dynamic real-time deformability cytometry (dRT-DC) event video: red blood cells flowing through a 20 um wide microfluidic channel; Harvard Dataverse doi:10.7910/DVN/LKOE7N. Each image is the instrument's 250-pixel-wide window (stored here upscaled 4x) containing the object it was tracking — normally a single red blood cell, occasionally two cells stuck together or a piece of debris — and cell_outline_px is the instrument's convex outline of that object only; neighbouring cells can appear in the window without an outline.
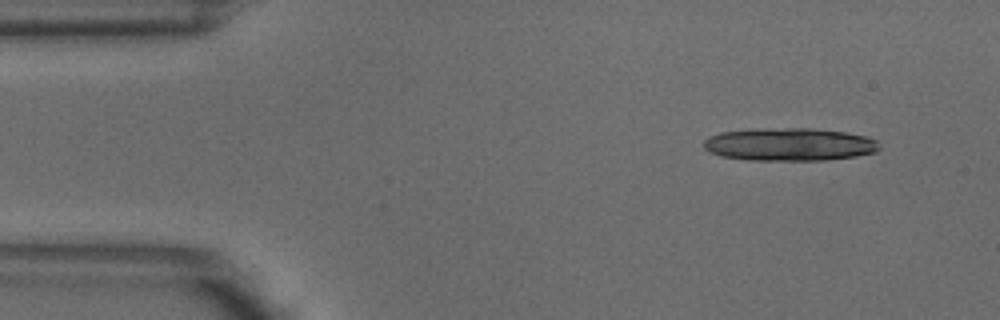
{"species": "common noctule bat (a hibernating species)", "species_latin": "Nyctalus noctula", "temperature_condition": "warm", "stored_images_in_passage": 5, "segment_of_instrument_passage": [1, 2], "camera_frame_rate_fps": 3000, "um_per_image_px": 0.085, "animal": {"sex": "male", "body_mass_g": 18.8}, "frame": {"image": 1, "passage_image": 1, "time_ms": 0.0, "image_size_px": [1000, 320], "cell_outline_px": [[880, 148], [876, 152], [856, 156], [824, 160], [748, 160], [720, 156], [704, 148], [704, 140], [708, 136], [720, 132], [756, 128], [812, 128], [844, 132], [864, 136], [876, 140]], "centroid_in_image_um": [67.07, 12.27], "position_along_channel_um": 17.9, "area_um2": 33.76}}